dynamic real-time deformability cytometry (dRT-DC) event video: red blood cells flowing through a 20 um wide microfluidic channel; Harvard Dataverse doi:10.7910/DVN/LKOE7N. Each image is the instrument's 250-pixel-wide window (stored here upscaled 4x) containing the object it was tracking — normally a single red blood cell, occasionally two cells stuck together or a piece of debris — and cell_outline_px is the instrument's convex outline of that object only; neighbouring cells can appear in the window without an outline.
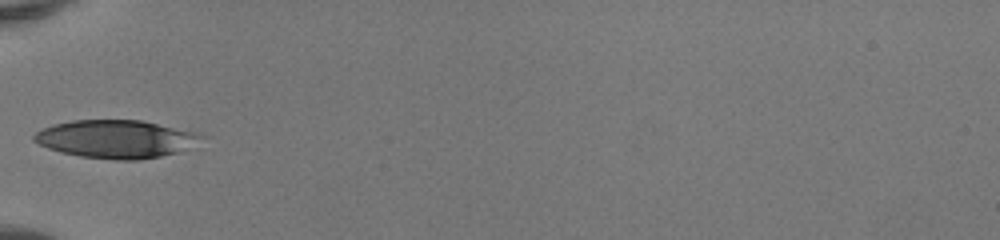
{"species": "human", "species_latin": "Homo sapiens", "temperature_condition": "room temperature", "stored_images_in_passage": 6, "camera_frame_rate_fps": 3000, "um_per_image_px": 0.085, "donor": {"sex": "female"}, "frame": {"image": 1, "passage_image": 1, "time_ms": 0.0, "image_size_px": [1000, 240], "cell_outline_px": [[208, 136], [176, 152], [160, 156], [140, 160], [116, 160], [80, 156], [60, 152], [48, 148], [32, 140], [32, 136], [36, 132], [52, 124], [72, 120], [144, 120], [196, 132]], "centroid_in_image_um": [9.83, 11.81], "position_along_channel_um": 75.2, "area_um2": 36.99}}